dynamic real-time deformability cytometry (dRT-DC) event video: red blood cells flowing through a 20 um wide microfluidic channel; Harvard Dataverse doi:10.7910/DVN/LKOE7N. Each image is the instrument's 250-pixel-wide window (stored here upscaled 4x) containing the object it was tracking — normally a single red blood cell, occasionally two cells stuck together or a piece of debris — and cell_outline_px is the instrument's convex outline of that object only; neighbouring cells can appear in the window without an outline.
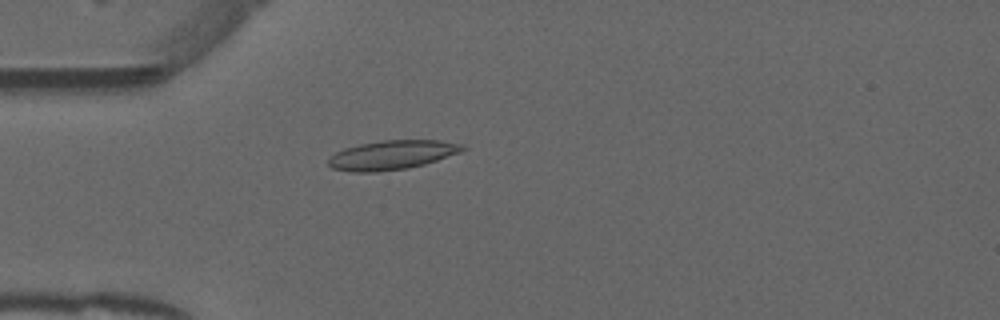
{"species": "common noctule bat (a hibernating species)", "species_latin": "Nyctalus noctula", "temperature_condition": "warm", "stored_images_in_passage": 30, "camera_frame_rate_fps": 3000, "um_per_image_px": 0.085, "animal": {"sex": "male", "forearm_length_mm": 52.5}, "frame": {"image": 1, "passage_image": 5, "time_ms": 1.333, "image_size_px": [1000, 320], "cell_outline_px": [[468, 148], [460, 152], [424, 164], [408, 168], [376, 172], [352, 172], [332, 168], [328, 164], [328, 160], [336, 152], [344, 148], [360, 144], [380, 140], [440, 140], [464, 144]], "centroid_in_image_um": [33.34, 13.16], "position_along_channel_um": 51.7, "area_um2": 22.83}}
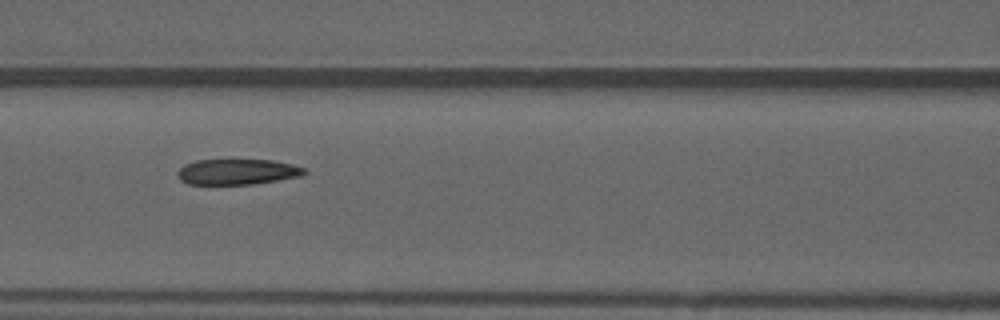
{"frame": {"image": 2, "passage_image": 13, "time_ms": 4.0, "image_size_px": [1000, 320], "cell_outline_px": [[308, 172], [304, 176], [252, 184], [188, 184], [180, 180], [176, 172], [184, 164], [196, 160], [272, 160], [292, 164], [304, 168]], "centroid_in_image_um": [20.19, 14.6], "position_along_channel_um": 146.4, "area_um2": 19.02}}
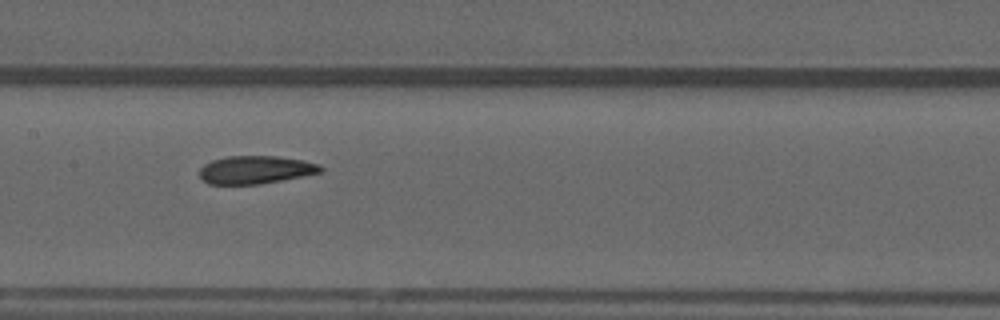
{"frame": {"image": 3, "passage_image": 16, "time_ms": 5.0, "image_size_px": [1000, 320], "cell_outline_px": [[324, 172], [260, 184], [208, 184], [200, 176], [200, 168], [204, 164], [212, 160], [228, 156], [276, 156], [300, 160], [320, 164], [324, 168]], "centroid_in_image_um": [21.74, 14.43], "position_along_channel_um": 185.7, "area_um2": 19.71}}